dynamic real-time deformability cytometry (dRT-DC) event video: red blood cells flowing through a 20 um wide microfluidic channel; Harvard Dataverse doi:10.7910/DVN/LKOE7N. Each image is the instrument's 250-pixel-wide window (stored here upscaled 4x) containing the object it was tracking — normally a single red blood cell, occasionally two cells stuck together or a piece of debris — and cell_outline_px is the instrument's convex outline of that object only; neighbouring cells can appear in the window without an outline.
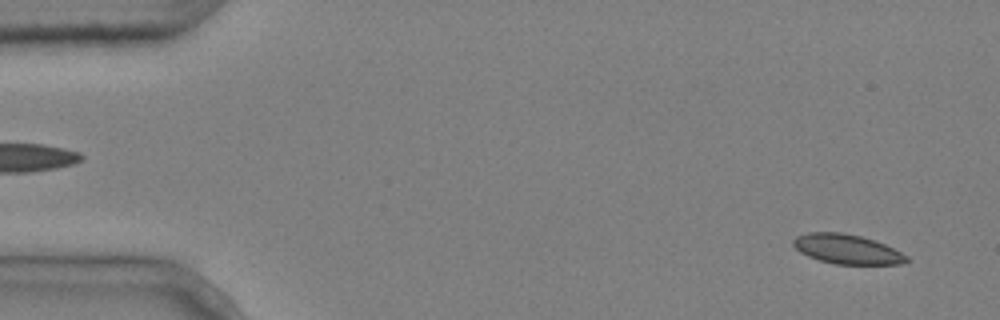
{"species": "common noctule bat (a hibernating species)", "species_latin": "Nyctalus noctula", "temperature_condition": "cold", "stored_images_in_passage": 6, "camera_frame_rate_fps": 3000, "um_per_image_px": 0.085, "animal": {"sex": "male", "body_mass_g": 20.4}, "frame": {"image": 1, "passage_image": 6, "time_ms": 1.667, "image_size_px": [1000, 320], "cell_outline_px": [[908, 260], [900, 264], [836, 264], [820, 260], [808, 256], [800, 252], [792, 244], [792, 240], [796, 236], [808, 232], [844, 232], [860, 236], [884, 244], [908, 256]], "centroid_in_image_um": [71.95, 21.17], "position_along_channel_um": 13.0, "area_um2": 19.36}}